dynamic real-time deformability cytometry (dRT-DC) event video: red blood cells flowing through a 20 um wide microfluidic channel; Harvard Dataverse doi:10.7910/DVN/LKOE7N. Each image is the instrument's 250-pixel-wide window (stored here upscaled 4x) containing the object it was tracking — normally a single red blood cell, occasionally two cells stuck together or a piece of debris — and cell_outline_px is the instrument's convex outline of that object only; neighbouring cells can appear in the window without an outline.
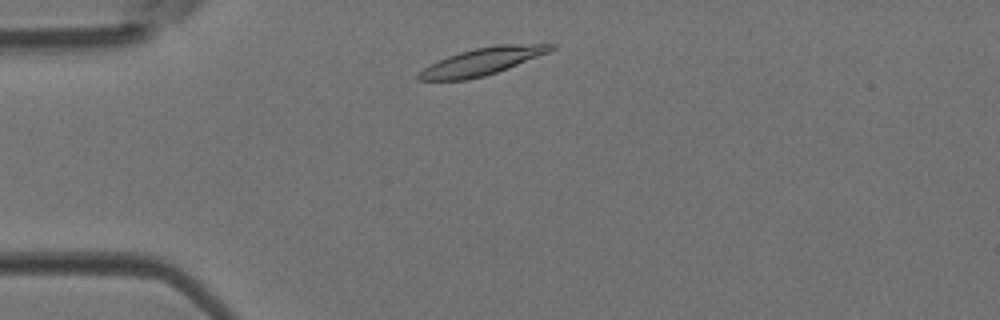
{"species": "Egyptian fruit bat (a non-hibernating species)", "species_latin": "Rousettus aegyptiacus", "temperature_condition": "room temperature", "stored_images_in_passage": 39, "camera_frame_rate_fps": 3000, "um_per_image_px": 0.085, "animal": {"sex": "female"}, "frame": {"image": 1, "passage_image": 3, "time_ms": 0.667, "image_size_px": [1000, 320], "cell_outline_px": [[556, 48], [548, 52], [508, 68], [484, 76], [468, 80], [420, 80], [416, 76], [424, 68], [448, 56], [460, 52], [476, 48], [496, 44], [556, 44]], "centroid_in_image_um": [41.0, 5.22], "position_along_channel_um": 44.0, "area_um2": 20.63}}
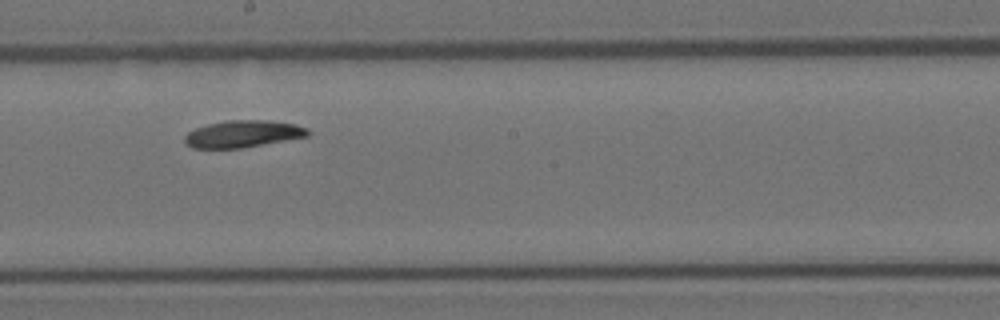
{"frame": {"image": 2, "passage_image": 18, "time_ms": 5.667, "image_size_px": [1000, 320], "cell_outline_px": [[312, 132], [308, 136], [240, 148], [192, 148], [184, 140], [184, 136], [188, 132], [196, 128], [208, 124], [228, 120], [268, 120], [296, 124], [308, 128]], "centroid_in_image_um": [20.68, 11.37], "position_along_channel_um": 227.5, "area_um2": 19.31}}
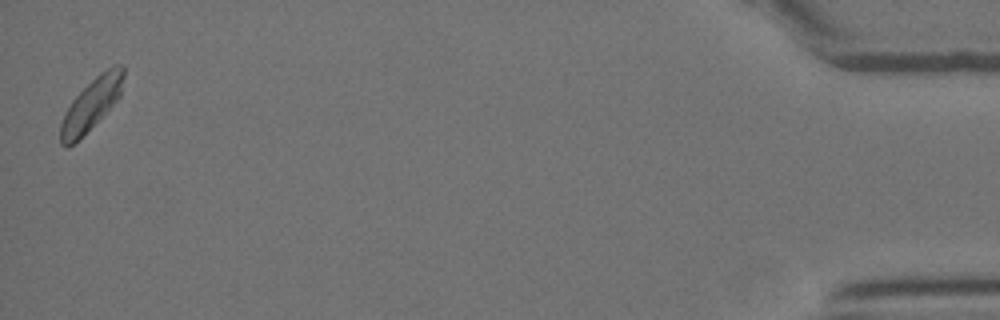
{"frame": {"image": 3, "passage_image": 39, "time_ms": 12.667, "image_size_px": [1000, 320], "cell_outline_px": [[124, 76], [120, 96], [68, 148], [64, 148], [60, 144], [60, 124], [72, 100], [100, 72], [116, 64], [124, 64]], "centroid_in_image_um": [7.76, 8.82], "position_along_channel_um": 427.4, "area_um2": 18.15}, "authors_computed_cell_mechanics": {"area_um2": 19.5364, "velocity_mm_per_s": 4.1465, "shape_relaxation_time_tau1_ms": 4.5039, "shape_relaxation_time_tau2_ms": 10.4795, "deformation_change_tau1": 0.1314, "deformation_change_tau2": 0.1718}}